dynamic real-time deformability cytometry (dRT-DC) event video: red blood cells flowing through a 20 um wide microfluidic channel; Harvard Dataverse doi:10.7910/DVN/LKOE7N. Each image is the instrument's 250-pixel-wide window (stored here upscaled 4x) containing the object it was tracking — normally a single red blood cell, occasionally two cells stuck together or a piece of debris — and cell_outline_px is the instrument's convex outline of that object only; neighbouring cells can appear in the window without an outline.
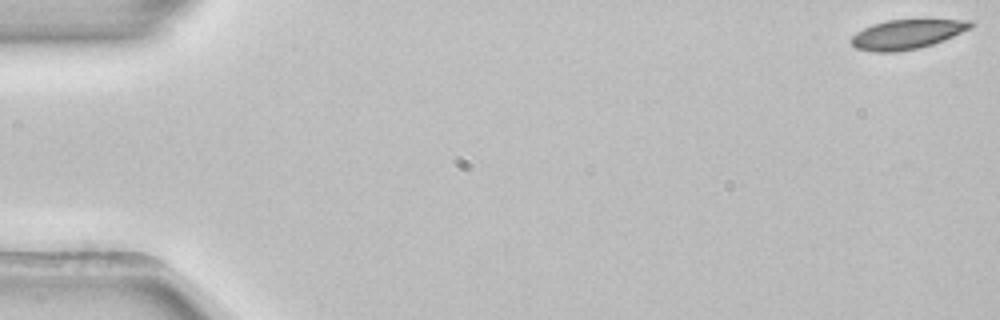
{"species": "common noctule bat (a hibernating species)", "species_latin": "Nyctalus noctula", "temperature_condition": "room temperature", "stored_images_in_passage": 53, "camera_frame_rate_fps": 3000, "um_per_image_px": 0.085, "animal": {"sex": "female", "body_mass_g": 22.7, "forearm_length_mm": 54.2}, "frame": {"image": 1, "passage_image": 1, "time_ms": 0.0, "image_size_px": [1000, 320], "cell_outline_px": [[976, 24], [972, 28], [944, 40], [920, 48], [896, 52], [872, 52], [856, 48], [848, 40], [856, 32], [872, 24], [888, 20], [924, 16], [972, 20]], "centroid_in_image_um": [77.19, 2.84], "position_along_channel_um": 7.8, "area_um2": 21.85}}
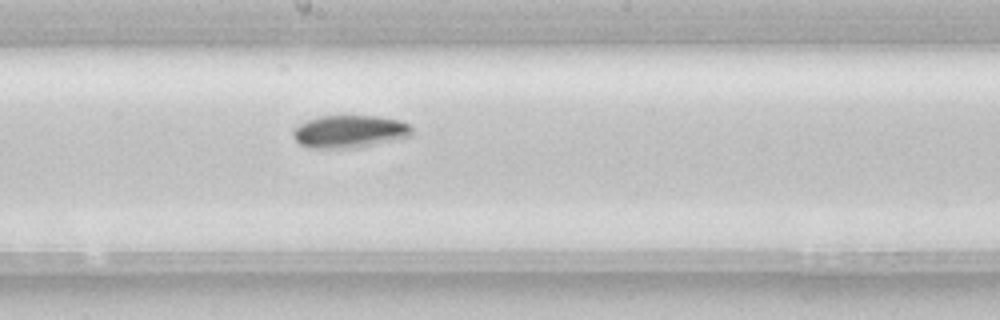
{"frame": {"image": 2, "passage_image": 29, "time_ms": 9.333, "image_size_px": [1000, 320], "cell_outline_px": [[412, 136], [372, 144], [348, 148], [312, 148], [300, 144], [292, 136], [292, 128], [308, 120], [320, 116], [380, 116], [400, 120], [408, 124], [412, 128]], "centroid_in_image_um": [29.69, 11.16], "position_along_channel_um": 218.5, "area_um2": 22.43}}
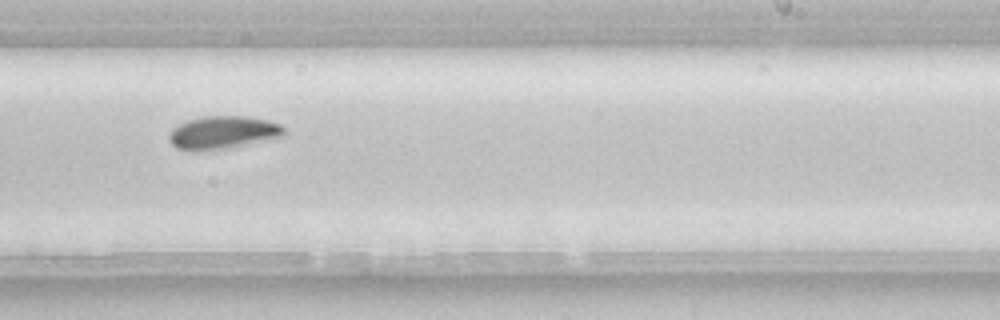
{"frame": {"image": 3, "passage_image": 33, "time_ms": 10.667, "image_size_px": [1000, 320], "cell_outline_px": [[284, 136], [224, 148], [176, 148], [168, 140], [168, 136], [172, 128], [188, 120], [204, 116], [244, 116], [268, 120], [280, 124], [284, 128]], "centroid_in_image_um": [18.96, 11.21], "position_along_channel_um": 270.0, "area_um2": 21.21}, "authors_computed_cell_mechanics": {"area_um2": 21.9062, "velocity_mm_per_s": 3.8905, "shape_relaxation_time_tau1_ms": 4.4884, "shape_relaxation_time_tau2_ms": null, "deformation_change_tau1": 0.1074, "deformation_change_tau2": null}}